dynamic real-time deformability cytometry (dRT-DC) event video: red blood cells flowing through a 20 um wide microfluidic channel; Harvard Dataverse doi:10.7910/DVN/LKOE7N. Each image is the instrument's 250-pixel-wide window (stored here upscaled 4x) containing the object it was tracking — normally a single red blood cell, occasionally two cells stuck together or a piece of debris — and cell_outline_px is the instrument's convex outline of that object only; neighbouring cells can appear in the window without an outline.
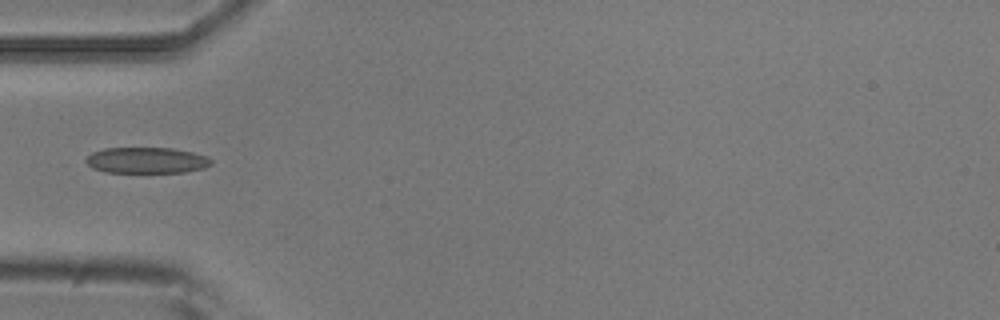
{"species": "common noctule bat (a hibernating species)", "species_latin": "Nyctalus noctula", "temperature_condition": "room temperature", "stored_images_in_passage": 1, "camera_frame_rate_fps": 3000, "um_per_image_px": 0.085, "animal": {"sex": "male", "body_mass_g": 20.5, "forearm_length_mm": 52.5}, "frame": {"image": 1, "passage_image": 1, "time_ms": 0.0, "image_size_px": [1000, 320], "cell_outline_px": [[212, 164], [204, 168], [184, 172], [108, 172], [92, 168], [84, 160], [92, 152], [104, 148], [172, 148], [192, 152], [208, 156], [212, 160]], "centroid_in_image_um": [12.47, 13.62], "position_along_channel_um": 72.5, "area_um2": 18.96}}